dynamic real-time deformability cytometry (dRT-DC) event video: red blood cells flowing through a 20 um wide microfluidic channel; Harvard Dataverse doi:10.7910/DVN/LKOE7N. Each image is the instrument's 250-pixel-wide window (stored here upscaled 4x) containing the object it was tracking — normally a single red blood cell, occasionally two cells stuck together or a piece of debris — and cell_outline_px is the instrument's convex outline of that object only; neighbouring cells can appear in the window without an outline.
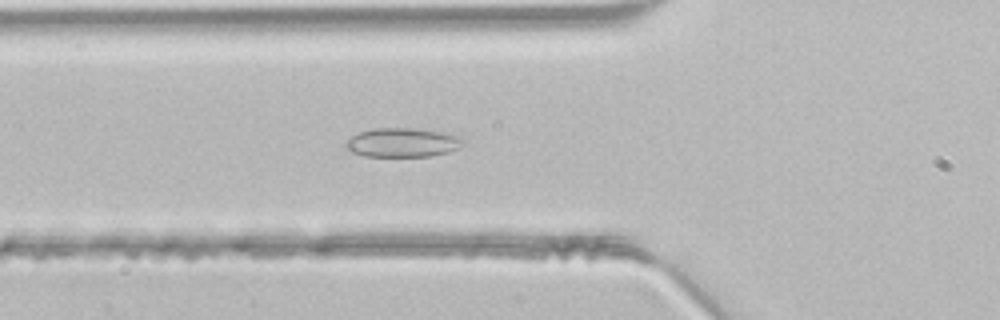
{"species": "common noctule bat (a hibernating species)", "species_latin": "Nyctalus noctula", "temperature_condition": "room temperature", "stored_images_in_passage": 46, "camera_frame_rate_fps": 3000, "um_per_image_px": 0.085, "animal": {"sex": "male", "body_mass_g": 21.5, "forearm_length_mm": 52.0}, "frame": {"image": 1, "passage_image": 16, "time_ms": 5.0, "image_size_px": [1000, 320], "cell_outline_px": [[464, 144], [448, 152], [432, 156], [364, 156], [352, 152], [344, 144], [352, 136], [360, 132], [372, 128], [412, 128], [444, 132], [464, 136]], "centroid_in_image_um": [34.26, 12.1], "position_along_channel_um": 91.5, "area_um2": 19.94}}
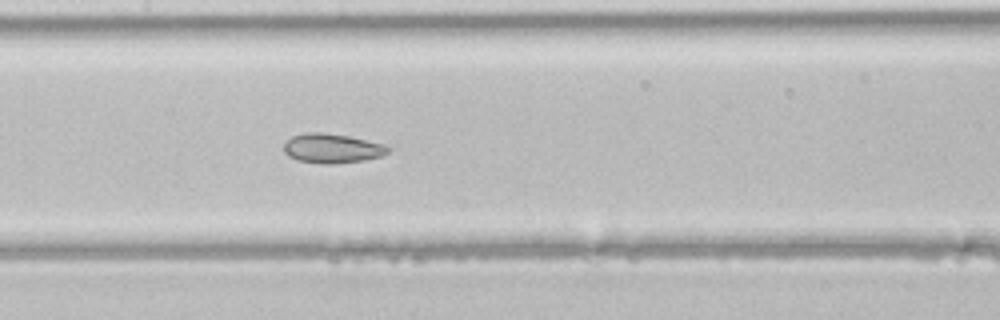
{"frame": {"image": 2, "passage_image": 22, "time_ms": 7.0, "image_size_px": [1000, 320], "cell_outline_px": [[392, 148], [388, 152], [380, 156], [364, 160], [332, 164], [320, 164], [296, 160], [288, 156], [284, 152], [284, 144], [292, 136], [304, 132], [320, 132], [348, 136], [384, 144]], "centroid_in_image_um": [28.2, 12.61], "position_along_channel_um": 179.2, "area_um2": 17.92}}
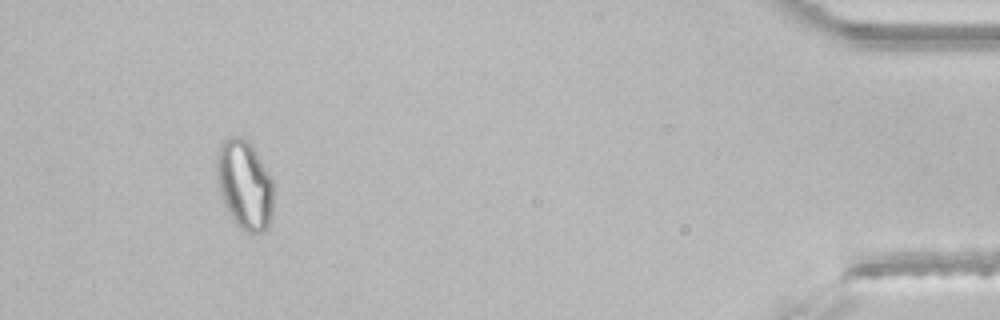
{"frame": {"image": 3, "passage_image": 43, "time_ms": 14.0, "image_size_px": [1000, 320], "cell_outline_px": [[272, 212], [268, 228], [264, 232], [248, 232], [240, 228], [236, 224], [220, 192], [216, 176], [216, 152], [220, 140], [228, 136], [240, 136], [248, 140], [252, 144], [272, 180]], "centroid_in_image_um": [20.77, 15.63], "position_along_channel_um": 414.4, "area_um2": 29.54}}